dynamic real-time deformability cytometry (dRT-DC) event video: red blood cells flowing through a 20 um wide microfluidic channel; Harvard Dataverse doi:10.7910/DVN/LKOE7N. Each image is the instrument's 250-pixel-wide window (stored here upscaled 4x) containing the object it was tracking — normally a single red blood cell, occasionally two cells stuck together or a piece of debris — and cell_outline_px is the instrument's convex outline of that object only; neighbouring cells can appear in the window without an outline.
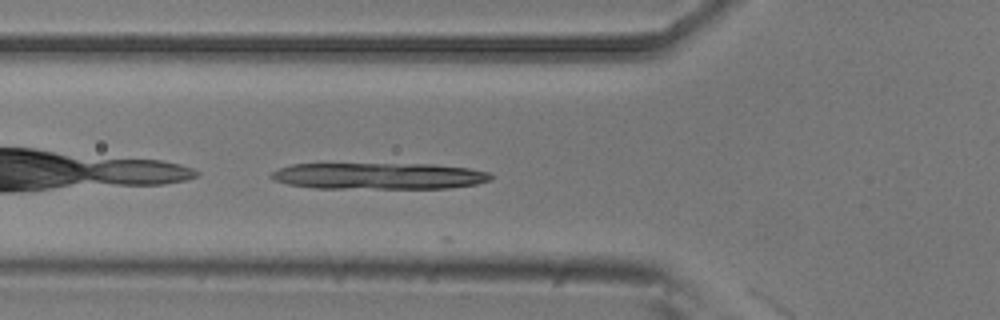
{"species": "common noctule bat (a hibernating species)", "species_latin": "Nyctalus noctula", "temperature_condition": "room temperature", "stored_images_in_passage": 5, "camera_frame_rate_fps": 3000, "um_per_image_px": 0.085, "animal": {"sex": "male", "body_mass_g": 20.5, "forearm_length_mm": 52.5}, "frame": {"image": 1, "passage_image": 5, "time_ms": 1.333, "image_size_px": [1000, 320], "cell_outline_px": [[492, 176], [488, 180], [476, 184], [448, 188], [316, 188], [288, 184], [276, 180], [268, 176], [272, 172], [280, 168], [292, 164], [436, 164], [468, 168], [488, 172]], "centroid_in_image_um": [32.19, 14.95], "position_along_channel_um": 93.6, "area_um2": 33.7}}